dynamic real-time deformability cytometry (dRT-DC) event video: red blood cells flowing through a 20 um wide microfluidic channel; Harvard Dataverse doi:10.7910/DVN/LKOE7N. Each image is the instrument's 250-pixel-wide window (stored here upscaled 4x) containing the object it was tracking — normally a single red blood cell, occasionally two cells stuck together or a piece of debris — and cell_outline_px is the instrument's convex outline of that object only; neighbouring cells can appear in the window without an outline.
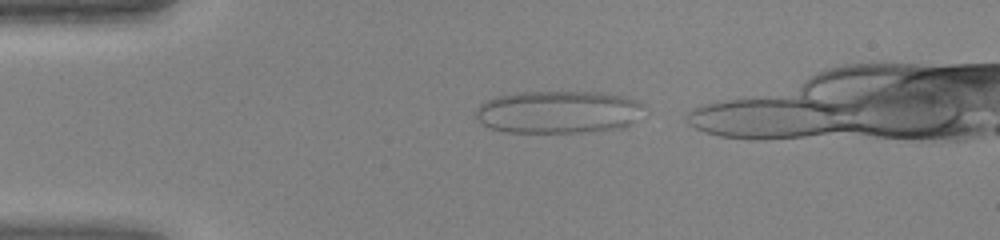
{"species": "human", "species_latin": "Homo sapiens", "temperature_condition": "warm", "stored_images_in_passage": 32, "camera_frame_rate_fps": 3000, "um_per_image_px": 0.085, "donor": {"sex": "female"}, "frame": {"image": 1, "passage_image": 2, "time_ms": 0.333, "image_size_px": [1000, 240], "cell_outline_px": [[648, 112], [624, 128], [584, 132], [504, 132], [480, 124], [476, 120], [476, 108], [480, 104], [496, 96], [516, 92], [600, 92], [624, 96], [636, 100], [644, 104]], "centroid_in_image_um": [47.51, 9.52], "position_along_channel_um": 37.5, "area_um2": 42.54}}
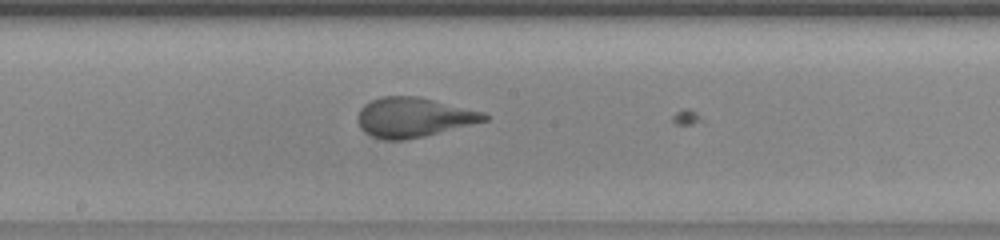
{"frame": {"image": 2, "passage_image": 16, "time_ms": 5.0, "image_size_px": [1000, 240], "cell_outline_px": [[488, 120], [424, 136], [404, 140], [384, 140], [372, 136], [364, 132], [360, 128], [360, 108], [364, 104], [380, 96], [416, 96], [484, 112], [488, 116]], "centroid_in_image_um": [35.14, 9.97], "position_along_channel_um": 213.1, "area_um2": 28.84}}
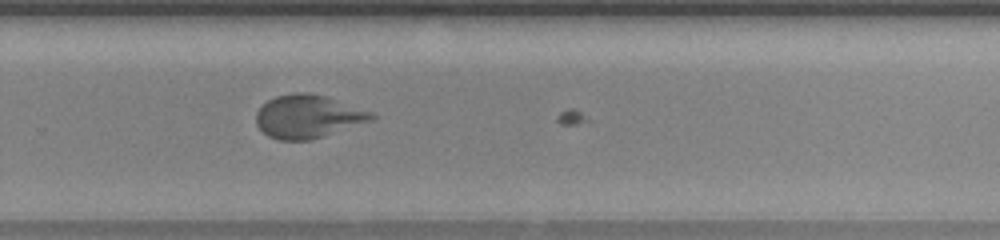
{"frame": {"image": 3, "passage_image": 22, "time_ms": 7.0, "image_size_px": [1000, 240], "cell_outline_px": [[376, 116], [372, 120], [312, 140], [280, 140], [268, 136], [256, 124], [256, 112], [268, 100], [276, 96], [296, 92], [308, 92], [324, 96], [372, 112]], "centroid_in_image_um": [26.15, 9.91], "position_along_channel_um": 303.6, "area_um2": 28.73}}